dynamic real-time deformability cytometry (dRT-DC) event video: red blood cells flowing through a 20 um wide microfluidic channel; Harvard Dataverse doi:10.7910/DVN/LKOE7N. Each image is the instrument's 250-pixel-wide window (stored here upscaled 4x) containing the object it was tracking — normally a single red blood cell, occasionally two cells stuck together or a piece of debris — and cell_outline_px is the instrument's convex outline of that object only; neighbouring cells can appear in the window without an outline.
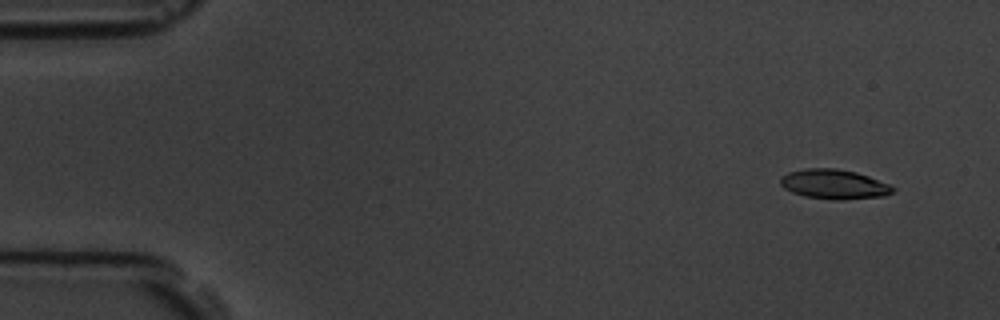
{"species": "common noctule bat (a hibernating species)", "species_latin": "Nyctalus noctula", "temperature_condition": "room temperature", "stored_images_in_passage": 6, "camera_frame_rate_fps": 3000, "um_per_image_px": 0.085, "animal": {"sex": "male", "body_mass_g": 19.5, "forearm_length_mm": 54.6}, "frame": {"image": 1, "passage_image": 1, "time_ms": 0.0, "image_size_px": [1000, 320], "cell_outline_px": [[896, 188], [892, 192], [884, 196], [840, 200], [832, 200], [804, 196], [792, 192], [784, 188], [780, 184], [780, 176], [788, 172], [804, 168], [836, 168], [856, 172], [868, 176], [888, 184]], "centroid_in_image_um": [70.86, 15.66], "position_along_channel_um": 14.1, "area_um2": 19.48}}
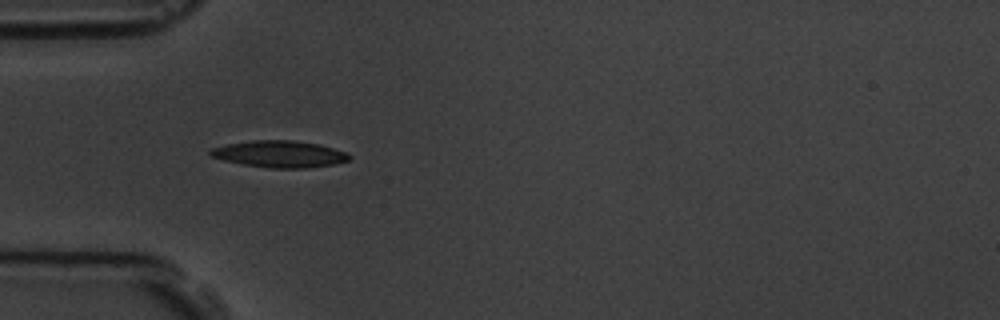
{"frame": {"image": 2, "passage_image": 5, "time_ms": 4.333, "image_size_px": [1000, 320], "cell_outline_px": [[352, 156], [348, 160], [336, 164], [308, 168], [272, 168], [244, 164], [224, 160], [212, 156], [208, 152], [212, 148], [228, 144], [252, 140], [292, 140], [320, 144], [344, 152]], "centroid_in_image_um": [23.79, 13.09], "position_along_channel_um": 61.2, "area_um2": 21.44}}
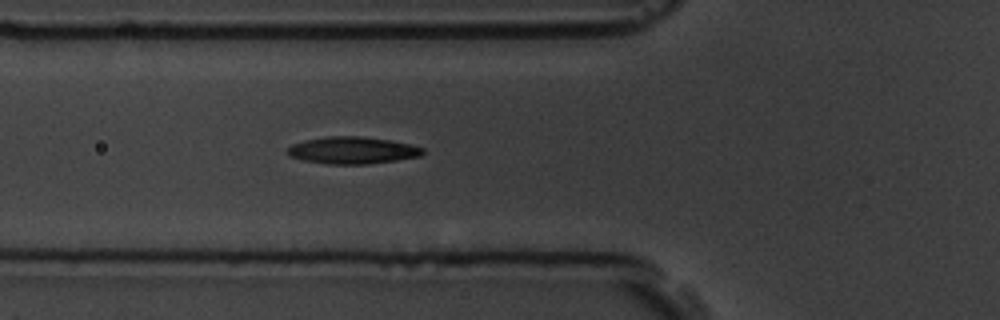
{"frame": {"image": 3, "passage_image": 6, "time_ms": 5.333, "image_size_px": [1000, 320], "cell_outline_px": [[424, 152], [420, 156], [396, 160], [368, 164], [328, 164], [304, 160], [288, 156], [288, 148], [292, 144], [304, 140], [328, 136], [360, 136], [392, 140], [424, 148]], "centroid_in_image_um": [29.95, 12.77], "position_along_channel_um": 95.8, "area_um2": 21.27}}